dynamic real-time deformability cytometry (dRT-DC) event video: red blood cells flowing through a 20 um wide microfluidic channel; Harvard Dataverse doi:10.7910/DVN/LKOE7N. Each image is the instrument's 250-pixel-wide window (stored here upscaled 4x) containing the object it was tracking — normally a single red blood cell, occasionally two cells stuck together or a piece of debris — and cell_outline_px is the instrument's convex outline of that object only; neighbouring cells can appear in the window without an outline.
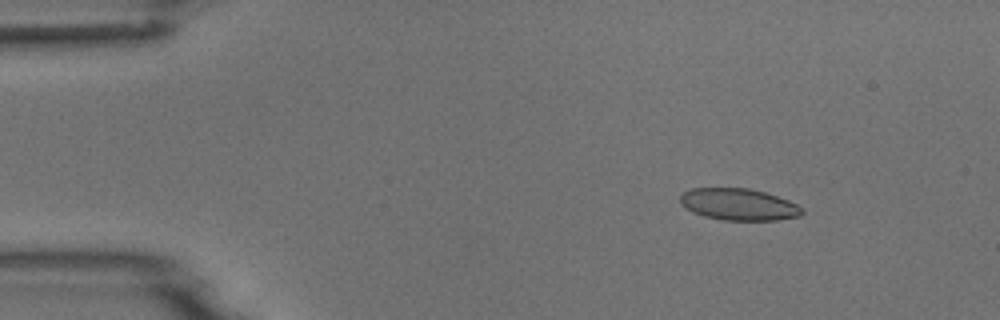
{"species": "common noctule bat (a hibernating species)", "species_latin": "Nyctalus noctula", "temperature_condition": "room temperature", "stored_images_in_passage": 3, "camera_frame_rate_fps": 3000, "um_per_image_px": 0.085, "animal": {"sex": "male", "body_mass_g": 18.8}, "frame": {"image": 1, "passage_image": 1, "time_ms": 0.0, "image_size_px": [1000, 320], "cell_outline_px": [[804, 212], [800, 216], [776, 220], [724, 220], [704, 216], [692, 212], [684, 208], [680, 204], [680, 196], [684, 192], [692, 188], [748, 188], [764, 192], [788, 200], [804, 208]], "centroid_in_image_um": [62.78, 17.38], "position_along_channel_um": 22.2, "area_um2": 22.6}}